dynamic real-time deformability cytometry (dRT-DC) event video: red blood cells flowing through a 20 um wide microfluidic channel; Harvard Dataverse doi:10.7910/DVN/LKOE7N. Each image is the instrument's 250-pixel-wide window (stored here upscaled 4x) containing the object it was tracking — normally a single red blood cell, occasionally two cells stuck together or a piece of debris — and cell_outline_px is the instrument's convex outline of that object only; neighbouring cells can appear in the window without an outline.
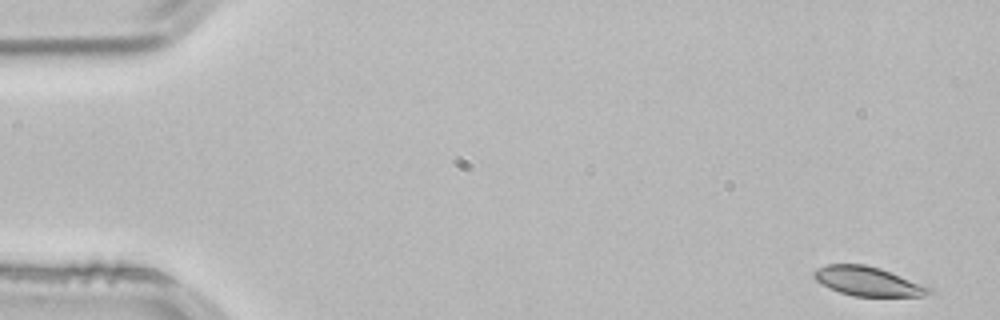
{"species": "common noctule bat (a hibernating species)", "species_latin": "Nyctalus noctula", "temperature_condition": "room temperature", "stored_images_in_passage": 53, "segment_of_instrument_passage": [1, 2], "camera_frame_rate_fps": 3000, "um_per_image_px": 0.085, "animal": {"sex": "male", "body_mass_g": 21.5, "forearm_length_mm": 52.0}, "frame": {"image": 1, "passage_image": 1, "time_ms": 0.0, "image_size_px": [1000, 320], "cell_outline_px": [[932, 292], [924, 296], [852, 296], [828, 288], [820, 284], [812, 276], [812, 272], [828, 264], [864, 264], [880, 268], [932, 288]], "centroid_in_image_um": [73.73, 23.91], "position_along_channel_um": 11.3, "area_um2": 19.48}}
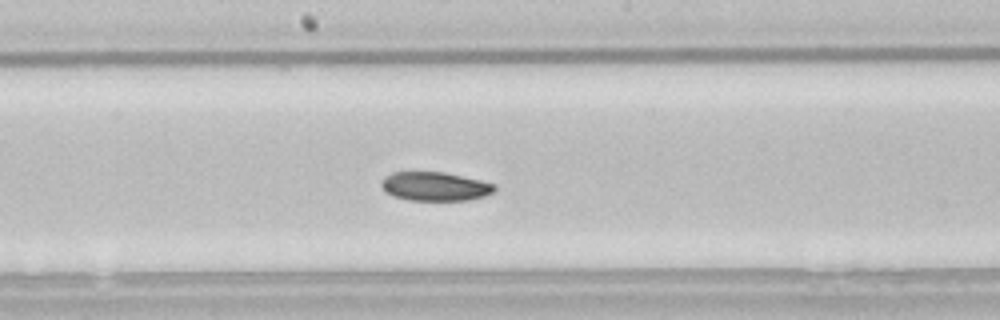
{"frame": {"image": 2, "passage_image": 27, "time_ms": 8.667, "image_size_px": [1000, 320], "cell_outline_px": [[496, 192], [484, 196], [468, 200], [408, 200], [392, 196], [380, 184], [384, 176], [392, 172], [444, 172], [480, 180], [496, 184]], "centroid_in_image_um": [37.0, 15.84], "position_along_channel_um": 211.2, "area_um2": 19.07}}
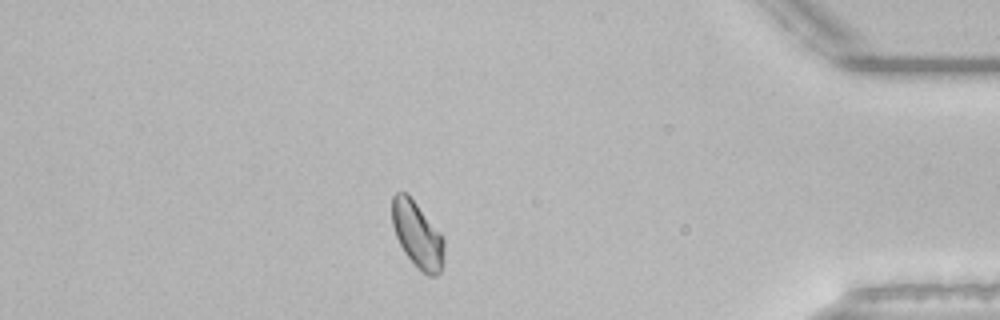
{"frame": {"image": 3, "passage_image": 45, "time_ms": 14.667, "image_size_px": [1000, 320], "cell_outline_px": [[444, 264], [440, 272], [436, 276], [428, 276], [404, 252], [396, 236], [392, 224], [392, 196], [396, 192], [404, 192], [416, 204], [444, 240]], "centroid_in_image_um": [35.47, 19.98], "position_along_channel_um": 399.7, "area_um2": 19.36}}